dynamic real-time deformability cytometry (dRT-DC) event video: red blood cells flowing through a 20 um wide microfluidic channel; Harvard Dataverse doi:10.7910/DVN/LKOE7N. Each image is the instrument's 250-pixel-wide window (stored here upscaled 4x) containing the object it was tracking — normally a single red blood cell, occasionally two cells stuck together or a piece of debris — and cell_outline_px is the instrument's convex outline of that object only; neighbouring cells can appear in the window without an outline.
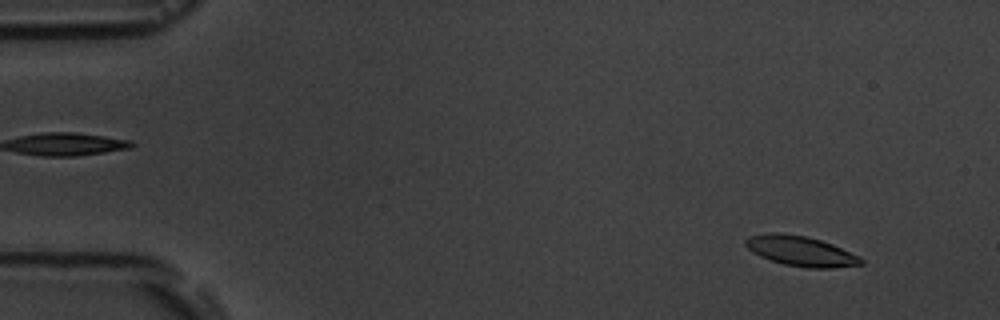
{"species": "common noctule bat (a hibernating species)", "species_latin": "Nyctalus noctula", "temperature_condition": "room temperature", "stored_images_in_passage": 5, "camera_frame_rate_fps": 3000, "um_per_image_px": 0.085, "animal": {"sex": "male", "body_mass_g": 19.5, "forearm_length_mm": 54.6}, "frame": {"image": 1, "passage_image": 1, "time_ms": 0.0, "image_size_px": [1000, 320], "cell_outline_px": [[864, 264], [832, 268], [808, 268], [784, 264], [760, 256], [752, 252], [744, 244], [744, 240], [748, 236], [772, 232], [776, 232], [804, 236], [820, 240], [832, 244], [860, 256], [864, 260]], "centroid_in_image_um": [68.07, 21.34], "position_along_channel_um": 16.9, "area_um2": 20.17}}
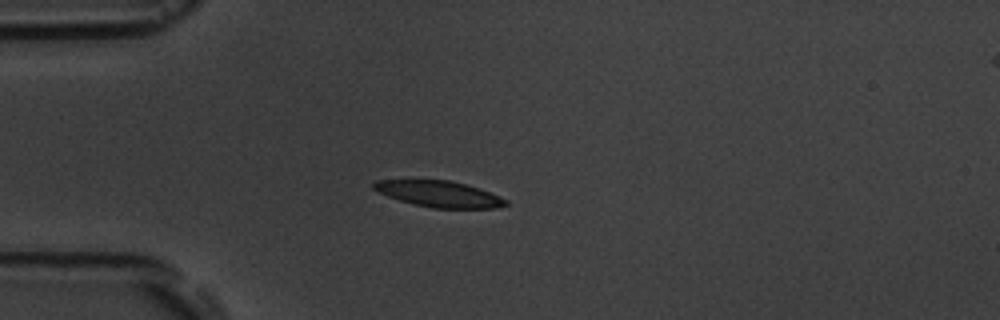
{"frame": {"image": 2, "passage_image": 4, "time_ms": 3.333, "image_size_px": [1000, 320], "cell_outline_px": [[508, 204], [496, 208], [432, 208], [412, 204], [388, 196], [372, 188], [372, 184], [376, 180], [448, 180], [480, 188], [500, 196], [508, 200]], "centroid_in_image_um": [37.34, 16.49], "position_along_channel_um": 47.7, "area_um2": 20.06}}